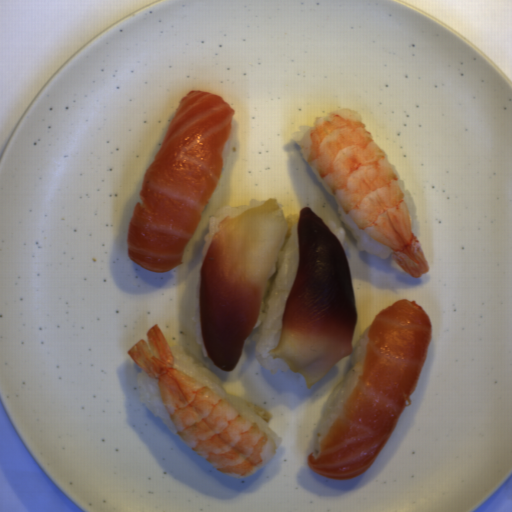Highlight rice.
<instances>
[{
	"label": "rice",
	"mask_w": 512,
	"mask_h": 512,
	"mask_svg": "<svg viewBox=\"0 0 512 512\" xmlns=\"http://www.w3.org/2000/svg\"><path fill=\"white\" fill-rule=\"evenodd\" d=\"M286 232L277 261L266 281L257 322L243 348L255 343L253 355L257 363L272 375L291 370L282 359L273 358L270 351L277 348L282 332L285 307L293 286L299 263L298 222L300 216L286 215Z\"/></svg>",
	"instance_id": "652b925c"
},
{
	"label": "rice",
	"mask_w": 512,
	"mask_h": 512,
	"mask_svg": "<svg viewBox=\"0 0 512 512\" xmlns=\"http://www.w3.org/2000/svg\"><path fill=\"white\" fill-rule=\"evenodd\" d=\"M168 348L172 354L173 367L192 377L223 398L246 420L272 437L275 449L280 447L281 438L275 434L272 428L270 414L266 410L241 397L228 394L220 378L184 346L175 344L168 346Z\"/></svg>",
	"instance_id": "023b6e5f"
},
{
	"label": "rice",
	"mask_w": 512,
	"mask_h": 512,
	"mask_svg": "<svg viewBox=\"0 0 512 512\" xmlns=\"http://www.w3.org/2000/svg\"><path fill=\"white\" fill-rule=\"evenodd\" d=\"M370 328L361 338L362 328L356 322L352 339L353 354L350 355L351 367L338 385L333 389L325 406L316 433V458L321 454L322 441L324 437L334 423L361 375Z\"/></svg>",
	"instance_id": "8eca5e8b"
},
{
	"label": "rice",
	"mask_w": 512,
	"mask_h": 512,
	"mask_svg": "<svg viewBox=\"0 0 512 512\" xmlns=\"http://www.w3.org/2000/svg\"><path fill=\"white\" fill-rule=\"evenodd\" d=\"M309 166L311 168L314 178L325 187V189L334 199L339 215L347 230L354 238L358 249L361 250L362 252H367L384 260L387 259L391 254H393L392 250L381 244L379 241L374 239L372 236L363 231L354 223V221L343 210L342 206L338 202L337 198L335 197L329 186L324 182V180L320 177V175L316 172V170L311 166L310 163Z\"/></svg>",
	"instance_id": "acb35da6"
},
{
	"label": "rice",
	"mask_w": 512,
	"mask_h": 512,
	"mask_svg": "<svg viewBox=\"0 0 512 512\" xmlns=\"http://www.w3.org/2000/svg\"><path fill=\"white\" fill-rule=\"evenodd\" d=\"M137 380L142 405L156 415L174 435H179L166 411L159 391L158 380L150 376L143 368L138 371Z\"/></svg>",
	"instance_id": "b023fe2a"
},
{
	"label": "rice",
	"mask_w": 512,
	"mask_h": 512,
	"mask_svg": "<svg viewBox=\"0 0 512 512\" xmlns=\"http://www.w3.org/2000/svg\"><path fill=\"white\" fill-rule=\"evenodd\" d=\"M269 200L253 198L249 203L241 206L225 205L214 213L209 219V232L205 233L203 241V253L202 258L205 259L208 250L212 244L213 236L216 231L219 230L221 222L228 216L240 215L250 208L266 204Z\"/></svg>",
	"instance_id": "e3fd555f"
},
{
	"label": "rice",
	"mask_w": 512,
	"mask_h": 512,
	"mask_svg": "<svg viewBox=\"0 0 512 512\" xmlns=\"http://www.w3.org/2000/svg\"><path fill=\"white\" fill-rule=\"evenodd\" d=\"M192 332L194 339L202 351L204 357L209 356L203 337H202V328H201V312H200V285L198 286L197 293H196V299H195V306H194V312H193V318H192Z\"/></svg>",
	"instance_id": "a3056103"
},
{
	"label": "rice",
	"mask_w": 512,
	"mask_h": 512,
	"mask_svg": "<svg viewBox=\"0 0 512 512\" xmlns=\"http://www.w3.org/2000/svg\"><path fill=\"white\" fill-rule=\"evenodd\" d=\"M398 180H399V183H400V186H401V189H402V193H403V196H404V199H405V202H406V205H407V208H408V211H409V215H410V218H411V221H412V232L416 226V219H417V213H416V209H415V205H414V201H413V197H412V194L410 192L409 189L405 188V182L404 180L402 179V177L399 175V173L397 172L394 164H392L390 162Z\"/></svg>",
	"instance_id": "f2f60c81"
},
{
	"label": "rice",
	"mask_w": 512,
	"mask_h": 512,
	"mask_svg": "<svg viewBox=\"0 0 512 512\" xmlns=\"http://www.w3.org/2000/svg\"><path fill=\"white\" fill-rule=\"evenodd\" d=\"M322 222L331 230V232L339 240V242L341 243V245L344 249V252L348 258L349 253H348V248H347L345 228L337 227L335 221H322Z\"/></svg>",
	"instance_id": "0b520998"
},
{
	"label": "rice",
	"mask_w": 512,
	"mask_h": 512,
	"mask_svg": "<svg viewBox=\"0 0 512 512\" xmlns=\"http://www.w3.org/2000/svg\"><path fill=\"white\" fill-rule=\"evenodd\" d=\"M311 127H314L313 126H307V125H300L297 129H298V132L294 133L293 135H291L294 143L296 144H300L302 138L305 136V134L309 131V129ZM300 146V145H299Z\"/></svg>",
	"instance_id": "e7b20468"
}]
</instances>
